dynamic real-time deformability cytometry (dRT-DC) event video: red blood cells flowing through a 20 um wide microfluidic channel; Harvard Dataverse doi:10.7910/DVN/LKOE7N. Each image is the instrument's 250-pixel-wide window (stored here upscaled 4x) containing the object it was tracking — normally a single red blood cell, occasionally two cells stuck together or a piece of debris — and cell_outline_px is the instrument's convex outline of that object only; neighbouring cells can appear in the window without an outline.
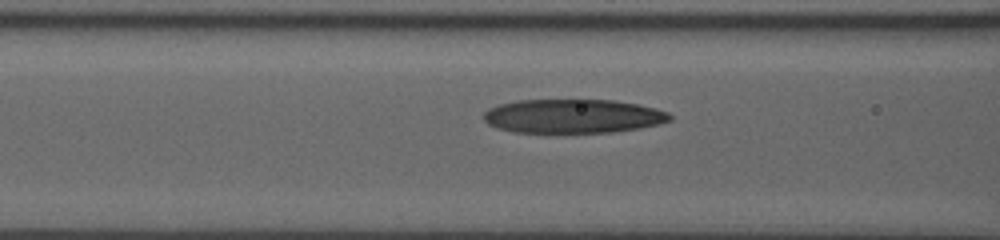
{"species": "human", "species_latin": "Homo sapiens", "temperature_condition": "room temperature", "stored_images_in_passage": 32, "camera_frame_rate_fps": 3000, "um_per_image_px": 0.085, "donor": {"sex": "male"}, "frame": {"image": 1, "passage_image": 20, "time_ms": 6.333, "image_size_px": [1000, 240], "cell_outline_px": [[672, 120], [660, 124], [640, 128], [612, 132], [516, 132], [496, 128], [488, 124], [484, 120], [484, 112], [488, 108], [500, 104], [516, 100], [612, 100], [636, 104], [656, 108], [668, 112], [672, 116]], "centroid_in_image_um": [48.71, 9.87], "position_along_channel_um": 117.9, "area_um2": 36.88}}
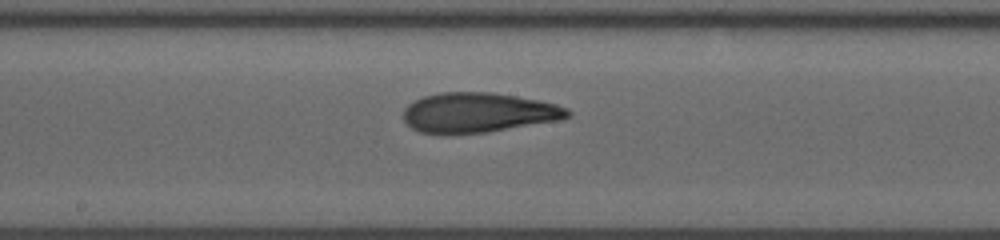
{"frame": {"image": 2, "passage_image": 27, "time_ms": 8.667, "image_size_px": [1000, 240], "cell_outline_px": [[572, 112], [568, 116], [560, 120], [488, 132], [444, 136], [420, 132], [412, 128], [404, 120], [404, 108], [408, 104], [424, 96], [440, 92], [492, 92], [540, 100], [556, 104], [568, 108]], "centroid_in_image_um": [40.64, 9.59], "position_along_channel_um": 207.6, "area_um2": 38.67}}
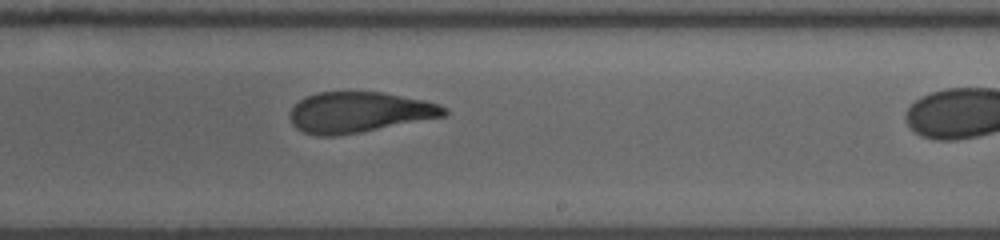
{"frame": {"image": 3, "passage_image": 31, "time_ms": 10.0, "image_size_px": [1000, 240], "cell_outline_px": [[448, 112], [444, 116], [360, 132], [336, 136], [316, 136], [304, 132], [296, 128], [292, 124], [288, 116], [288, 112], [300, 100], [316, 92], [380, 92], [424, 100], [440, 104], [448, 108]], "centroid_in_image_um": [30.49, 9.54], "position_along_channel_um": 258.5, "area_um2": 36.41}}